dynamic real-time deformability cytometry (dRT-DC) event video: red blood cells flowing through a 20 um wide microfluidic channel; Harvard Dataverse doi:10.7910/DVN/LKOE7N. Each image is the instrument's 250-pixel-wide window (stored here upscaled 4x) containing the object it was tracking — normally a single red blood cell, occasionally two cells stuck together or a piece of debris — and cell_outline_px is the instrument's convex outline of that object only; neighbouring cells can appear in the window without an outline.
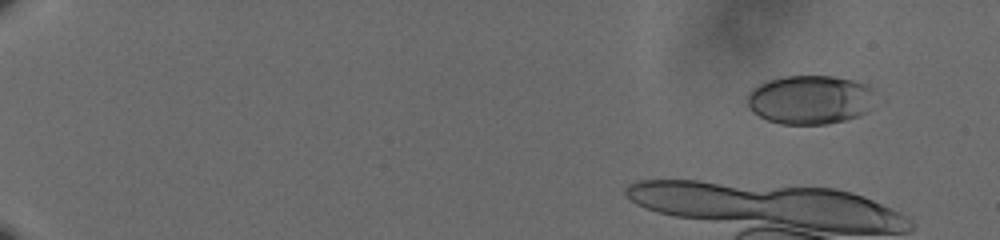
{"species": "human", "species_latin": "Homo sapiens", "temperature_condition": "cold", "stored_images_in_passage": 57, "camera_frame_rate_fps": 3000, "um_per_image_px": 0.085, "donor": {"sex": "male"}, "frame": {"image": 1, "passage_image": 6, "time_ms": 1.667, "image_size_px": [1000, 240], "cell_outline_px": [[876, 96], [868, 112], [860, 116], [828, 124], [780, 124], [768, 120], [752, 112], [748, 108], [744, 100], [748, 92], [752, 88], [768, 80], [784, 76], [832, 76], [852, 80], [868, 84], [872, 88]], "centroid_in_image_um": [68.85, 8.47], "position_along_channel_um": 16.1, "area_um2": 37.17}}
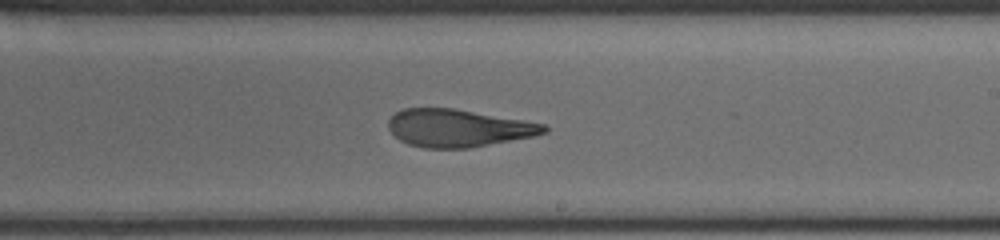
{"frame": {"image": 2, "passage_image": 36, "time_ms": 11.667, "image_size_px": [1000, 240], "cell_outline_px": [[548, 132], [532, 136], [468, 148], [424, 148], [408, 144], [400, 140], [388, 128], [388, 120], [396, 112], [404, 108], [456, 108], [524, 120], [544, 124], [548, 128]], "centroid_in_image_um": [38.93, 10.87], "position_along_channel_um": 250.1, "area_um2": 33.99}}
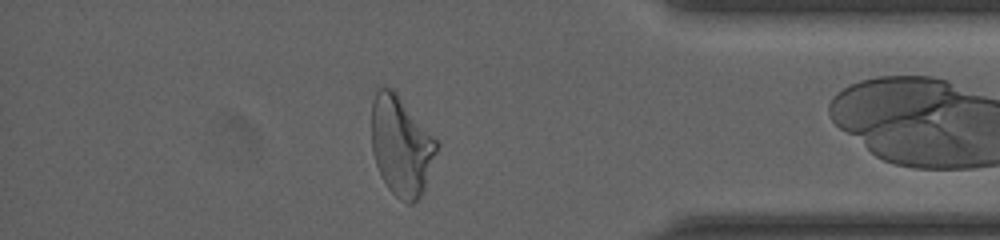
{"frame": {"image": 3, "passage_image": 50, "time_ms": 16.333, "image_size_px": [1000, 240], "cell_outline_px": [[440, 144], [424, 188], [420, 196], [412, 204], [408, 204], [400, 200], [388, 188], [380, 176], [372, 152], [372, 100], [376, 92], [380, 88], [392, 88], [396, 92]], "centroid_in_image_um": [34.09, 12.42], "position_along_channel_um": 401.1, "area_um2": 37.57}, "authors_computed_cell_mechanics": {"area_um2": 36.5296, "velocity_mm_per_s": 3.6197, "shape_relaxation_time_tau1_ms": 8.9706, "shape_relaxation_time_tau2_ms": 1.6488, "deformation_change_tau1": 0.2959, "deformation_change_tau2": 0.1051}}